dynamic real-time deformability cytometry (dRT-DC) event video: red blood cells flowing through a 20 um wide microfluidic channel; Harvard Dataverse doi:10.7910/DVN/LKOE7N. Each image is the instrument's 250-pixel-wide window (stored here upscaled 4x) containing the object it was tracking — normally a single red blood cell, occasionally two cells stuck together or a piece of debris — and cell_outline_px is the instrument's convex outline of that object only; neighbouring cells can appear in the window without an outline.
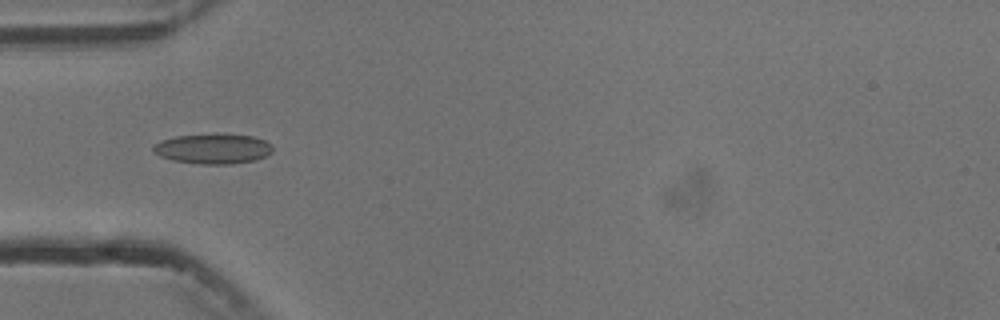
{"species": "common noctule bat (a hibernating species)", "species_latin": "Nyctalus noctula", "temperature_condition": "cold", "stored_images_in_passage": 6, "camera_frame_rate_fps": 3000, "um_per_image_px": 0.085, "animal": {"sex": "male", "body_mass_g": 13.3}, "frame": {"image": 1, "passage_image": 4, "time_ms": 4.333, "image_size_px": [1000, 320], "cell_outline_px": [[272, 152], [256, 160], [232, 164], [200, 164], [172, 160], [160, 156], [152, 152], [152, 144], [160, 140], [176, 136], [224, 132], [252, 136], [264, 140], [272, 144]], "centroid_in_image_um": [18.08, 12.62], "position_along_channel_um": 66.9, "area_um2": 21.5}}
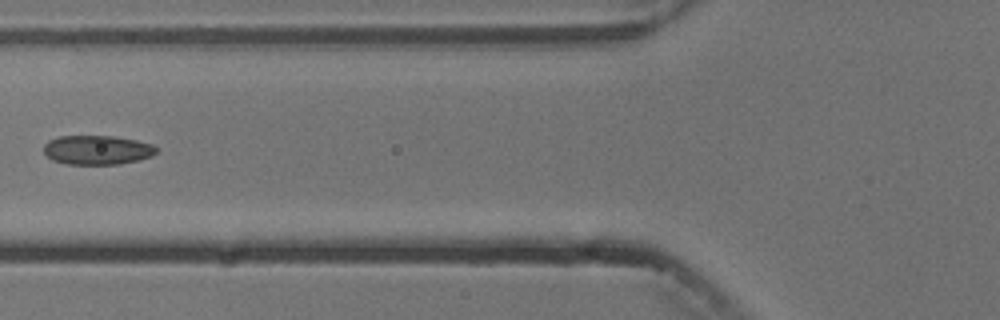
{"frame": {"image": 2, "passage_image": 5, "time_ms": 5.667, "image_size_px": [1000, 320], "cell_outline_px": [[156, 152], [152, 156], [120, 164], [64, 164], [52, 160], [44, 152], [44, 144], [48, 140], [60, 136], [112, 136], [136, 140], [152, 144], [156, 148]], "centroid_in_image_um": [8.23, 12.75], "position_along_channel_um": 117.6, "area_um2": 19.13}}
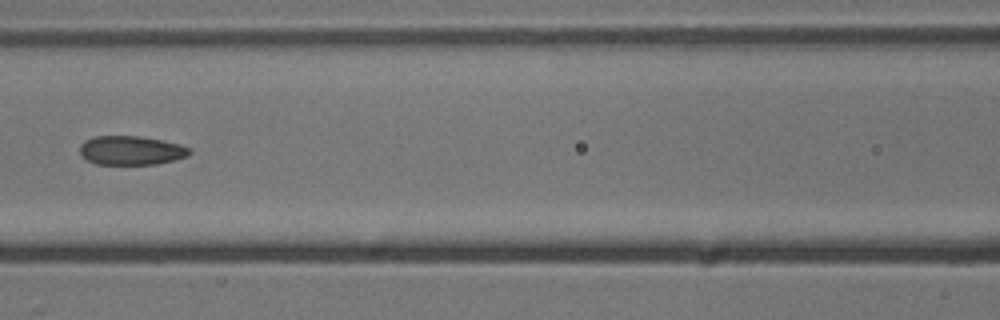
{"frame": {"image": 3, "passage_image": 6, "time_ms": 6.667, "image_size_px": [1000, 320], "cell_outline_px": [[192, 152], [188, 156], [156, 164], [96, 164], [88, 160], [80, 152], [80, 144], [84, 140], [92, 136], [140, 136], [180, 144], [192, 148]], "centroid_in_image_um": [11.16, 12.77], "position_along_channel_um": 155.4, "area_um2": 18.55}}